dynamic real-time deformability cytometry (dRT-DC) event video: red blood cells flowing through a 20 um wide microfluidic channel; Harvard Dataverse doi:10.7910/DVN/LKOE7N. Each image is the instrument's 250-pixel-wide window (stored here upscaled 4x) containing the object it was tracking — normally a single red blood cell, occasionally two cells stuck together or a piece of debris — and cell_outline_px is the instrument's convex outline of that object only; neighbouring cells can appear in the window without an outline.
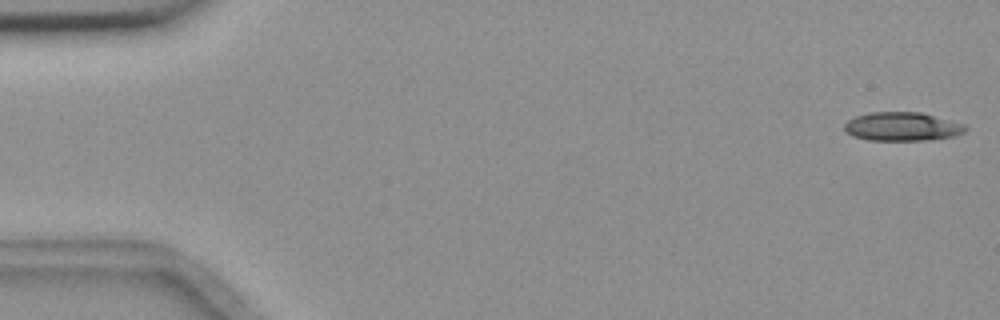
{"species": "common noctule bat (a hibernating species)", "species_latin": "Nyctalus noctula", "temperature_condition": "room temperature", "stored_images_in_passage": 13, "camera_frame_rate_fps": 3000, "um_per_image_px": 0.085, "animal": {"sex": "female", "body_mass_g": 18.4}, "frame": {"image": 1, "passage_image": 1, "time_ms": 0.0, "image_size_px": [1000, 320], "cell_outline_px": [[968, 128], [964, 132], [952, 136], [928, 140], [868, 140], [852, 136], [844, 132], [844, 124], [848, 120], [856, 116], [872, 112], [920, 112], [964, 124]], "centroid_in_image_um": [76.64, 10.76], "position_along_channel_um": 8.4, "area_um2": 20.17}}